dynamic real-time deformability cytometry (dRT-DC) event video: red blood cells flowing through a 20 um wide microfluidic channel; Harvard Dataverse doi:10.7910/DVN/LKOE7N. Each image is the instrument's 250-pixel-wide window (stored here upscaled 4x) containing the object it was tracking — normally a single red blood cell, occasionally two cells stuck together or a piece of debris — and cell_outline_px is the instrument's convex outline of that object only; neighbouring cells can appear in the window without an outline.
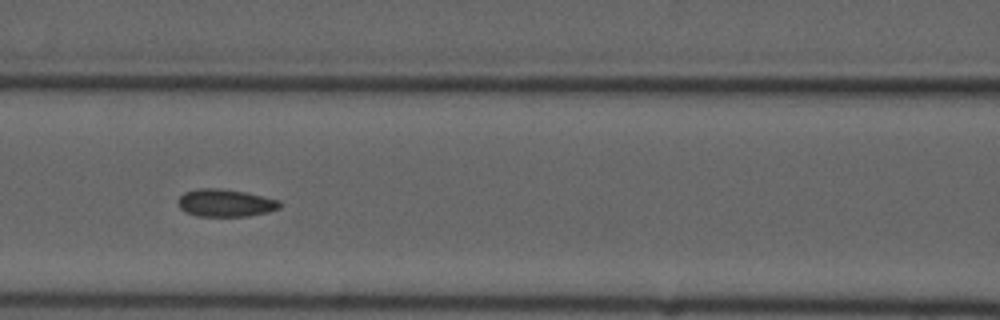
{"species": "common noctule bat (a hibernating species)", "species_latin": "Nyctalus noctula", "temperature_condition": "cold", "stored_images_in_passage": 10, "camera_frame_rate_fps": 3000, "um_per_image_px": 0.085, "animal": {"sex": "male", "forearm_length_mm": 52.5}, "frame": {"image": 1, "passage_image": 6, "time_ms": 6.0, "image_size_px": [1000, 320], "cell_outline_px": [[284, 204], [280, 208], [268, 212], [248, 216], [196, 216], [184, 212], [180, 208], [176, 200], [184, 192], [196, 188], [220, 188], [244, 192], [264, 196], [280, 200]], "centroid_in_image_um": [19.16, 17.25], "position_along_channel_um": 147.4, "area_um2": 16.65}}
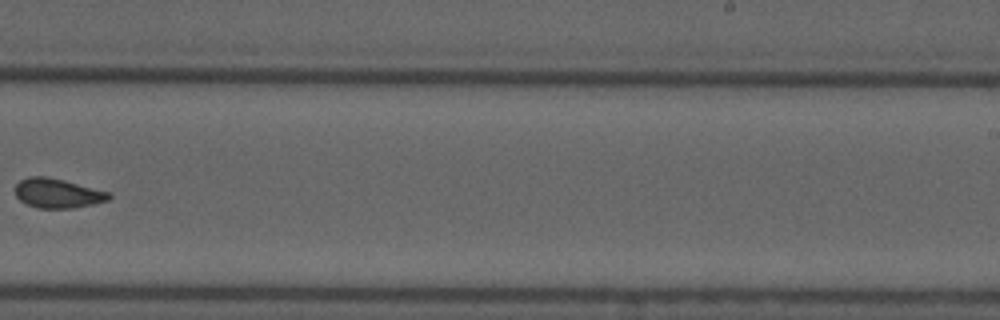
{"frame": {"image": 2, "passage_image": 9, "time_ms": 9.667, "image_size_px": [1000, 320], "cell_outline_px": [[112, 196], [108, 200], [92, 204], [72, 208], [36, 208], [20, 200], [16, 196], [16, 184], [20, 180], [28, 176], [44, 176], [64, 180], [112, 192]], "centroid_in_image_um": [4.92, 16.42], "position_along_channel_um": 284.1, "area_um2": 16.13}}
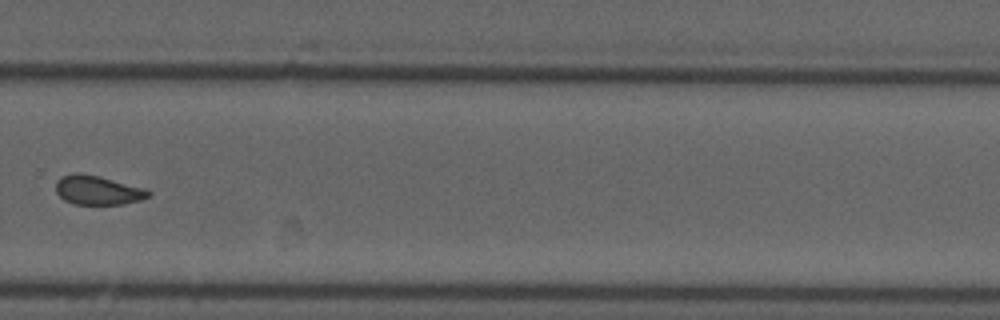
{"frame": {"image": 3, "passage_image": 10, "time_ms": 10.667, "image_size_px": [1000, 320], "cell_outline_px": [[152, 196], [140, 200], [124, 204], [72, 204], [64, 200], [56, 192], [56, 180], [60, 176], [72, 172], [80, 172], [100, 176], [144, 188], [152, 192]], "centroid_in_image_um": [8.29, 16.15], "position_along_channel_um": 321.5, "area_um2": 16.01}}